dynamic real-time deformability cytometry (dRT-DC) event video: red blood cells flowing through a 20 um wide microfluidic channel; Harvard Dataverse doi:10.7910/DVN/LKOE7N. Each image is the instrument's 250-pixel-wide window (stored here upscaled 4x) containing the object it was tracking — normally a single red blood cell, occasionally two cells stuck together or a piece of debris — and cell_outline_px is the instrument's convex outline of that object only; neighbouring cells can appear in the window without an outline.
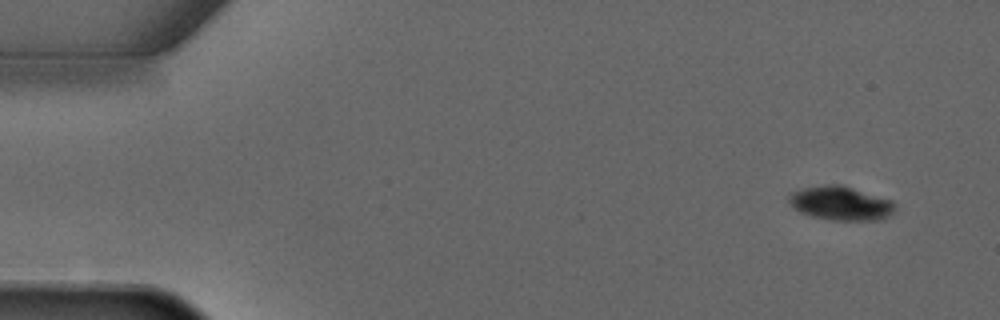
{"species": "common noctule bat (a hibernating species)", "species_latin": "Nyctalus noctula", "temperature_condition": "warm", "stored_images_in_passage": 4, "camera_frame_rate_fps": 3000, "um_per_image_px": 0.085, "animal": {"sex": "male", "forearm_length_mm": 52.5}, "frame": {"image": 1, "passage_image": 1, "time_ms": 0.0, "image_size_px": [1000, 320], "cell_outline_px": [[896, 208], [884, 220], [832, 220], [812, 216], [800, 212], [792, 208], [788, 204], [788, 192], [800, 188], [824, 184], [840, 184], [892, 200], [896, 204]], "centroid_in_image_um": [71.41, 17.27], "position_along_channel_um": 13.6, "area_um2": 21.39}}
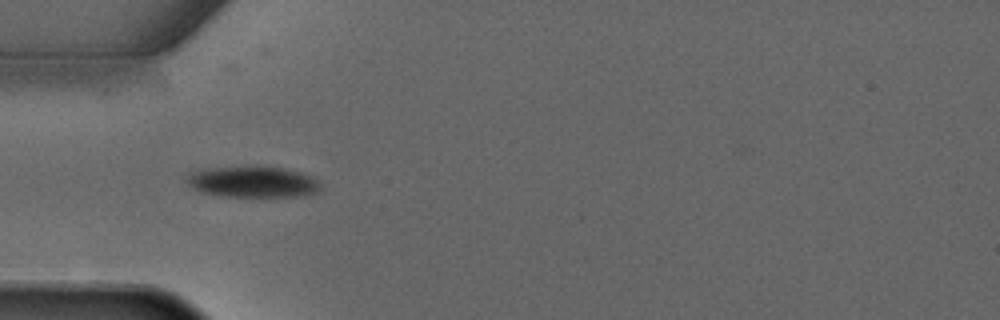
{"frame": {"image": 2, "passage_image": 4, "time_ms": 3.667, "image_size_px": [1000, 320], "cell_outline_px": [[320, 188], [316, 192], [296, 196], [228, 196], [204, 192], [188, 184], [184, 180], [184, 176], [188, 172], [200, 168], [256, 164], [284, 168], [304, 172], [320, 180]], "centroid_in_image_um": [21.46, 15.39], "position_along_channel_um": 63.5, "area_um2": 25.03}}